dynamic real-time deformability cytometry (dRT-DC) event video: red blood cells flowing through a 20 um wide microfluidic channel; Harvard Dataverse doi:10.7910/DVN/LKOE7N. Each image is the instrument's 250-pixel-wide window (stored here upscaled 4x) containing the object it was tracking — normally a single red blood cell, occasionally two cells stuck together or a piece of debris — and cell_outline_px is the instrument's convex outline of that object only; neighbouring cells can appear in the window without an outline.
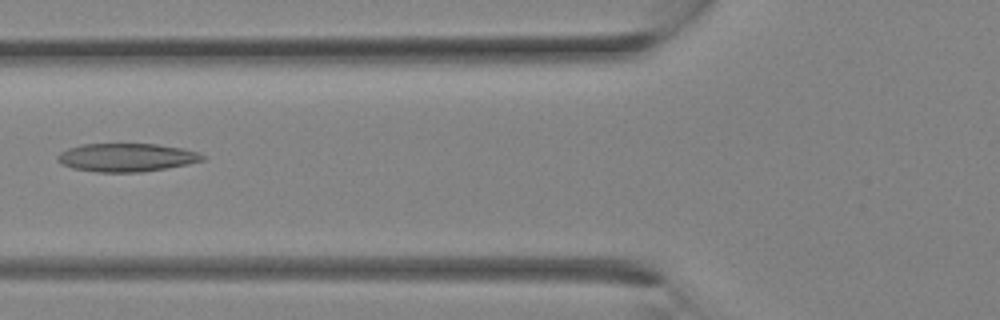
{"species": "Egyptian fruit bat (a non-hibernating species)", "species_latin": "Rousettus aegyptiacus", "temperature_condition": "room temperature", "stored_images_in_passage": 4, "camera_frame_rate_fps": 3000, "um_per_image_px": 0.085, "animal": {"sex": "female"}, "frame": {"image": 1, "passage_image": 3, "time_ms": 0.667, "image_size_px": [1000, 320], "cell_outline_px": [[208, 156], [204, 160], [188, 164], [140, 172], [96, 172], [72, 168], [56, 160], [56, 156], [60, 152], [68, 148], [80, 144], [156, 144], [184, 148]], "centroid_in_image_um": [10.75, 13.38], "position_along_channel_um": 115.0, "area_um2": 23.93}}